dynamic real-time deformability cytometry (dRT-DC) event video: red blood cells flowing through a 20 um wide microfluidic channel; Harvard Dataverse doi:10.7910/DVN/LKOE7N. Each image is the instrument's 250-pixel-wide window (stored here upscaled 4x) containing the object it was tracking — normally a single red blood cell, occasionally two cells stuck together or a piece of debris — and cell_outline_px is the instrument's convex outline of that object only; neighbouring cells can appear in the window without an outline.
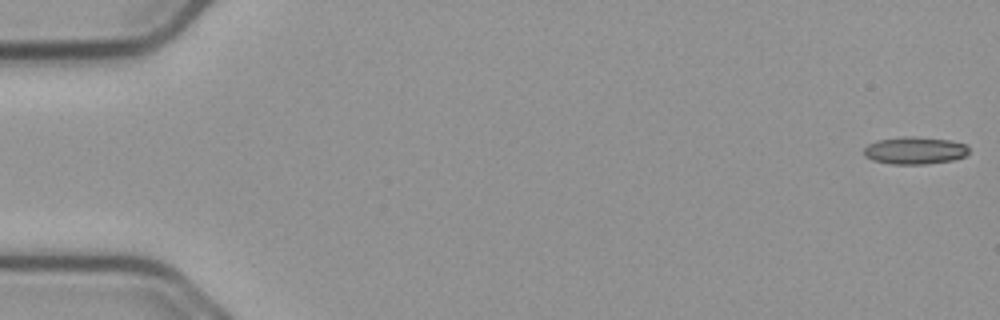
{"species": "common noctule bat (a hibernating species)", "species_latin": "Nyctalus noctula", "temperature_condition": "cold", "stored_images_in_passage": 23, "camera_frame_rate_fps": 3000, "um_per_image_px": 0.085, "animal": {"sex": "male", "body_mass_g": 23.1, "forearm_length_mm": 52.7}, "frame": {"image": 1, "passage_image": 1, "time_ms": 0.0, "image_size_px": [1000, 320], "cell_outline_px": [[968, 152], [964, 156], [952, 160], [924, 164], [892, 164], [872, 160], [864, 156], [864, 148], [868, 144], [876, 140], [900, 136], [912, 136], [948, 140], [968, 144]], "centroid_in_image_um": [77.73, 12.78], "position_along_channel_um": 7.3, "area_um2": 16.82}}
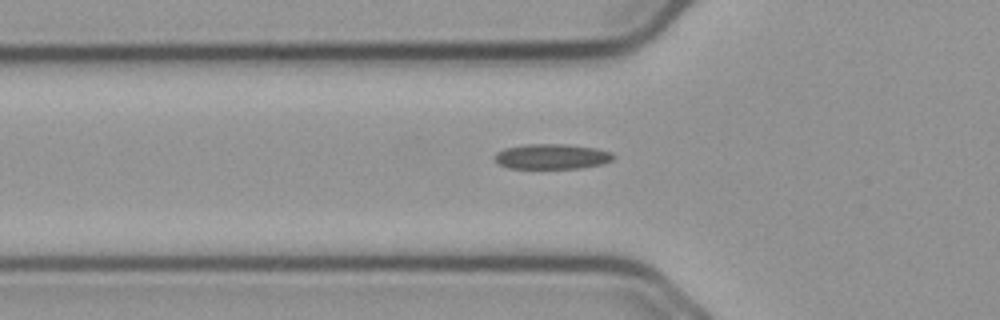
{"frame": {"image": 2, "passage_image": 19, "time_ms": 6.0, "image_size_px": [1000, 320], "cell_outline_px": [[616, 156], [612, 160], [604, 164], [580, 168], [508, 168], [500, 164], [496, 160], [496, 152], [504, 148], [524, 144], [564, 144], [596, 148], [612, 152]], "centroid_in_image_um": [46.95, 13.3], "position_along_channel_um": 78.9, "area_um2": 17.46}}
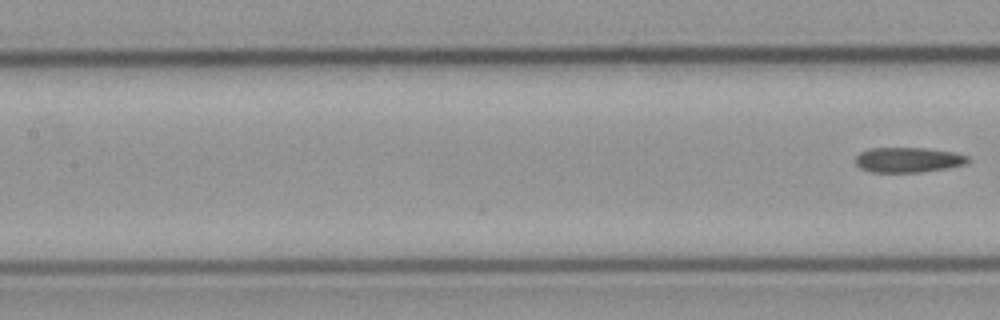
{"frame": {"image": 3, "passage_image": 23, "time_ms": 7.333, "image_size_px": [1000, 320], "cell_outline_px": [[968, 160], [964, 164], [948, 168], [920, 172], [868, 172], [860, 168], [856, 164], [856, 156], [860, 152], [868, 148], [928, 148], [956, 152], [968, 156]], "centroid_in_image_um": [77.17, 13.58], "position_along_channel_um": 130.2, "area_um2": 16.53}}